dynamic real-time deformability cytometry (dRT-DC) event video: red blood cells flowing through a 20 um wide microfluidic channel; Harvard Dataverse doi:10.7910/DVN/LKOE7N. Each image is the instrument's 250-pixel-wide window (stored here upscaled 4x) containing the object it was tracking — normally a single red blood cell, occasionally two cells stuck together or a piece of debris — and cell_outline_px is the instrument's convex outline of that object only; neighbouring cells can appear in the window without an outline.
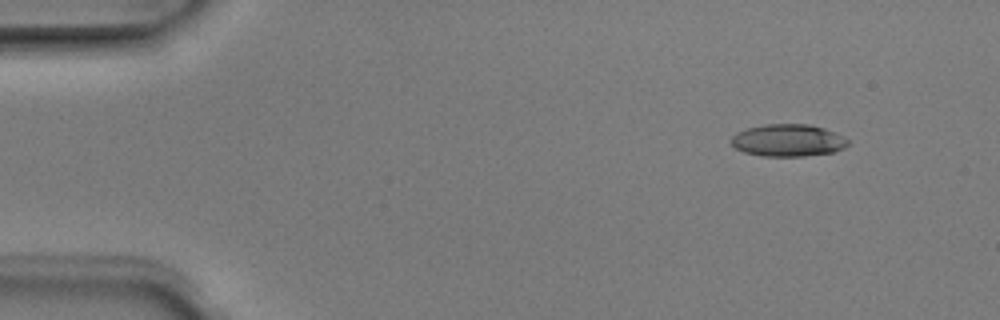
{"species": "Egyptian fruit bat (a non-hibernating species)", "species_latin": "Rousettus aegyptiacus", "temperature_condition": "room temperature", "stored_images_in_passage": 4, "camera_frame_rate_fps": 3000, "um_per_image_px": 0.085, "animal": {"sex": "male"}, "frame": {"image": 1, "passage_image": 1, "time_ms": 0.0, "image_size_px": [1000, 320], "cell_outline_px": [[848, 144], [844, 148], [832, 152], [804, 156], [760, 156], [744, 152], [736, 148], [728, 140], [736, 132], [748, 128], [768, 124], [808, 124], [824, 128], [836, 132], [844, 136], [848, 140]], "centroid_in_image_um": [66.97, 11.93], "position_along_channel_um": 18.0, "area_um2": 22.02}}
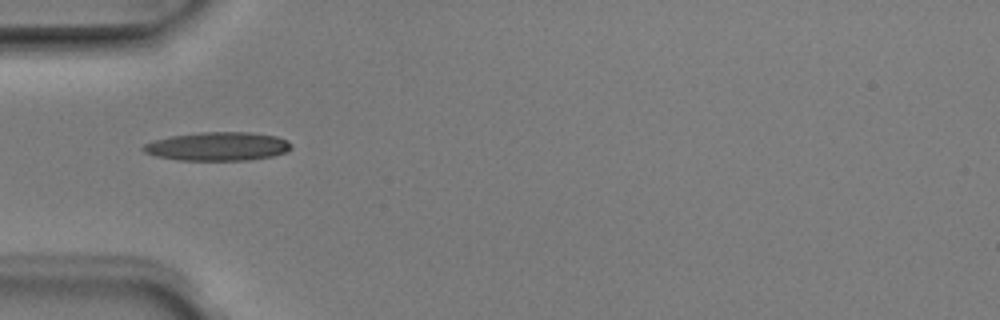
{"frame": {"image": 2, "passage_image": 4, "time_ms": 1.0, "image_size_px": [1000, 320], "cell_outline_px": [[292, 148], [284, 152], [272, 156], [248, 160], [176, 160], [156, 156], [144, 152], [140, 148], [144, 144], [156, 140], [172, 136], [200, 132], [248, 132], [276, 136], [288, 140], [292, 144]], "centroid_in_image_um": [18.51, 12.44], "position_along_channel_um": 66.5, "area_um2": 24.62}}